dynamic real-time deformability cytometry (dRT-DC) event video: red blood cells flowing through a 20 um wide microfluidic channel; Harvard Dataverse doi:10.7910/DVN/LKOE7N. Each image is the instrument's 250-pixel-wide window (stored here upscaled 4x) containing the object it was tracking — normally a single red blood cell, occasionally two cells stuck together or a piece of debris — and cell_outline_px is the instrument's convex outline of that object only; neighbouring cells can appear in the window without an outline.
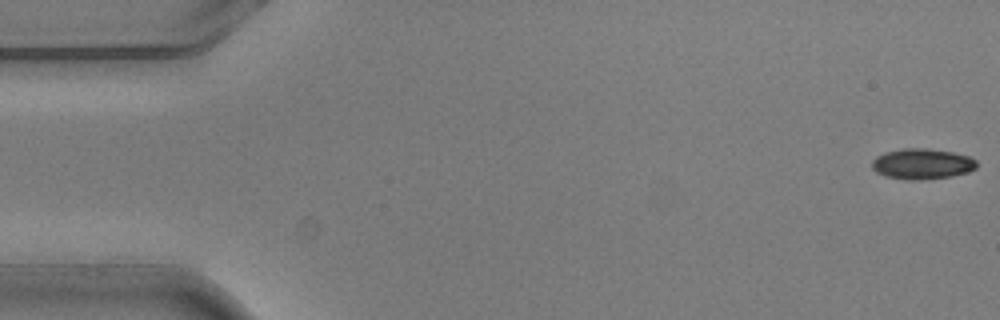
{"species": "common noctule bat (a hibernating species)", "species_latin": "Nyctalus noctula", "temperature_condition": "warm", "stored_images_in_passage": 6, "camera_frame_rate_fps": 3000, "um_per_image_px": 0.085, "animal": {"sex": "male", "body_mass_g": 20.5, "forearm_length_mm": 52.5}, "frame": {"image": 1, "passage_image": 1, "time_ms": 0.0, "image_size_px": [1000, 320], "cell_outline_px": [[976, 168], [968, 172], [952, 176], [916, 180], [908, 180], [884, 176], [876, 172], [872, 168], [872, 160], [876, 156], [884, 152], [904, 148], [928, 148], [952, 152], [968, 156], [976, 160]], "centroid_in_image_um": [78.35, 13.92], "position_along_channel_um": 6.6, "area_um2": 18.73}}
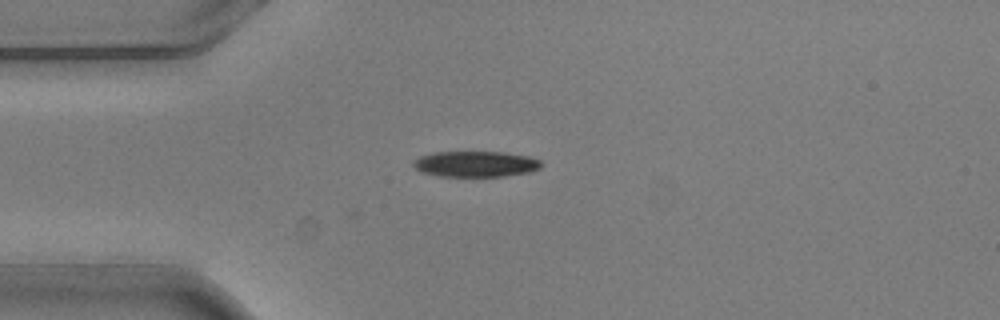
{"frame": {"image": 2, "passage_image": 4, "time_ms": 1.0, "image_size_px": [1000, 320], "cell_outline_px": [[544, 164], [540, 168], [532, 172], [504, 176], [440, 176], [420, 172], [412, 164], [420, 156], [432, 152], [504, 152], [528, 156], [540, 160]], "centroid_in_image_um": [40.47, 13.94], "position_along_channel_um": 44.5, "area_um2": 19.31}}